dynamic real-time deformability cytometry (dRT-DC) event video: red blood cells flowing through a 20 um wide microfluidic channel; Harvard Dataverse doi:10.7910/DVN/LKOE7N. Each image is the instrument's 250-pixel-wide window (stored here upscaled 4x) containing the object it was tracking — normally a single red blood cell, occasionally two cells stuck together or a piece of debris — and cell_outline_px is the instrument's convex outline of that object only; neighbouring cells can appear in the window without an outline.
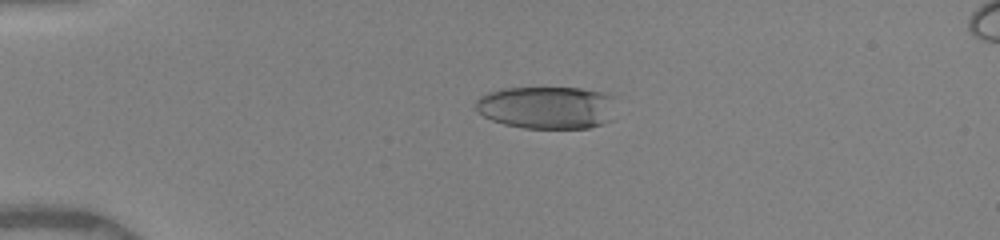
{"species": "human", "species_latin": "Homo sapiens", "temperature_condition": "warm", "stored_images_in_passage": 22, "camera_frame_rate_fps": 3000, "um_per_image_px": 0.085, "donor": {"sex": "female"}, "frame": {"image": 1, "passage_image": 5, "time_ms": 3.667, "image_size_px": [1000, 240], "cell_outline_px": [[616, 96], [612, 120], [604, 124], [588, 128], [524, 128], [504, 124], [492, 120], [484, 116], [476, 108], [476, 100], [480, 96], [488, 92], [500, 88], [580, 88], [604, 92]], "centroid_in_image_um": [46.55, 9.13], "position_along_channel_um": 38.5, "area_um2": 35.32}}
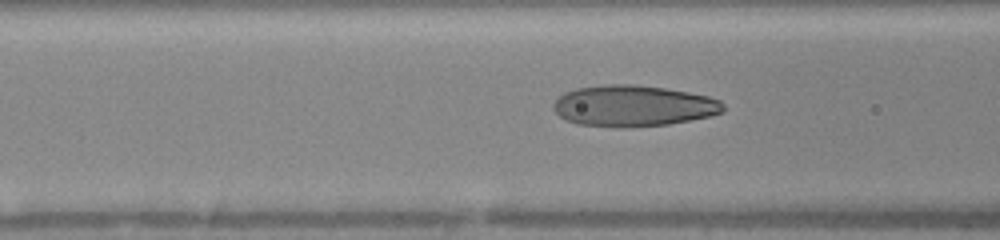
{"frame": {"image": 2, "passage_image": 11, "time_ms": 6.667, "image_size_px": [1000, 240], "cell_outline_px": [[724, 112], [712, 116], [692, 120], [668, 124], [624, 128], [620, 128], [576, 124], [564, 120], [552, 108], [552, 104], [564, 92], [576, 88], [604, 84], [632, 84], [664, 88], [688, 92], [708, 96], [720, 100], [724, 104]], "centroid_in_image_um": [53.82, 9.01], "position_along_channel_um": 112.8, "area_um2": 41.15}}
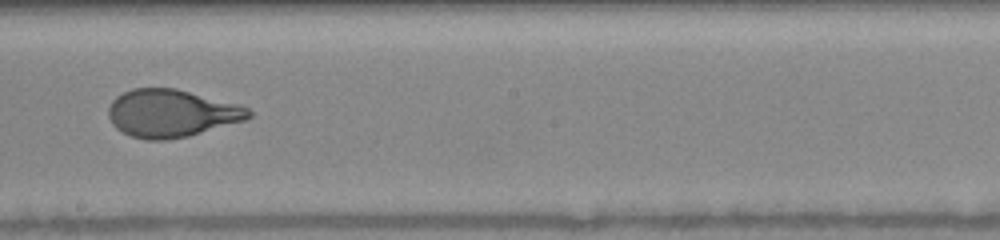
{"frame": {"image": 3, "passage_image": 18, "time_ms": 9.667, "image_size_px": [1000, 240], "cell_outline_px": [[252, 116], [244, 120], [188, 136], [168, 140], [144, 140], [132, 136], [116, 128], [112, 124], [108, 116], [108, 108], [112, 100], [116, 96], [132, 88], [176, 88], [240, 104], [248, 108], [252, 112]], "centroid_in_image_um": [14.56, 9.62], "position_along_channel_um": 233.6, "area_um2": 39.02}}